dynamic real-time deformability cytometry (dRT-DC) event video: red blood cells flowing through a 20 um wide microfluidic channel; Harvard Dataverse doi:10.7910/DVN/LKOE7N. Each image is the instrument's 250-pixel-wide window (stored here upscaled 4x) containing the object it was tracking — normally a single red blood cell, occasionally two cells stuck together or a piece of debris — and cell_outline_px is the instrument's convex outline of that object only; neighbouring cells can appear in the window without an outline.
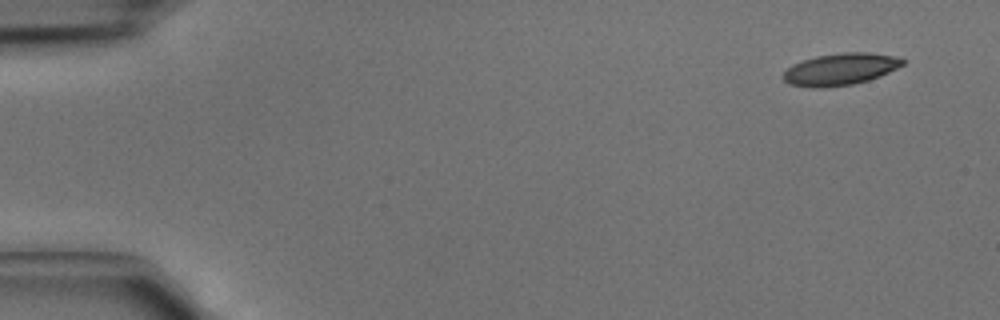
{"species": "common noctule bat (a hibernating species)", "species_latin": "Nyctalus noctula", "temperature_condition": "cold", "stored_images_in_passage": 41, "camera_frame_rate_fps": 3000, "um_per_image_px": 0.085, "animal": {"sex": "male", "body_mass_g": 15.6}, "frame": {"image": 1, "passage_image": 1, "time_ms": 0.0, "image_size_px": [1000, 320], "cell_outline_px": [[904, 64], [880, 76], [868, 80], [852, 84], [824, 88], [812, 88], [788, 84], [780, 76], [792, 64], [816, 56], [844, 52], [868, 52], [892, 56], [904, 60]], "centroid_in_image_um": [71.37, 5.89], "position_along_channel_um": 13.6, "area_um2": 22.14}}
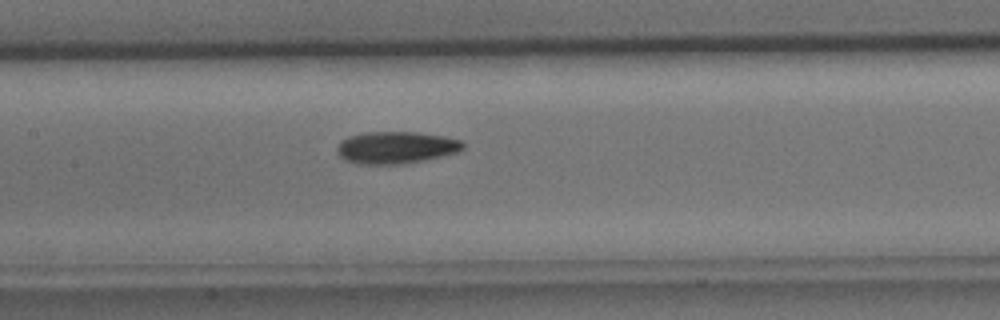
{"frame": {"image": 2, "passage_image": 19, "time_ms": 6.0, "image_size_px": [1000, 320], "cell_outline_px": [[464, 148], [456, 152], [424, 160], [404, 164], [360, 164], [344, 160], [336, 152], [336, 148], [340, 140], [348, 136], [364, 132], [416, 132], [444, 136], [460, 140], [464, 144]], "centroid_in_image_um": [33.61, 12.53], "position_along_channel_um": 173.8, "area_um2": 23.64}}
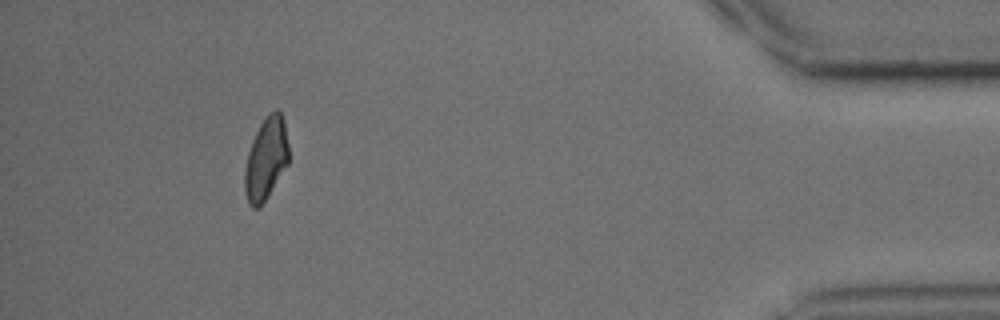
{"frame": {"image": 3, "passage_image": 38, "time_ms": 12.333, "image_size_px": [1000, 320], "cell_outline_px": [[288, 164], [268, 196], [260, 208], [252, 208], [248, 204], [244, 192], [244, 172], [248, 152], [252, 140], [264, 116], [268, 112], [276, 108], [280, 112], [284, 124], [288, 144]], "centroid_in_image_um": [22.59, 13.52], "position_along_channel_um": 412.6, "area_um2": 21.27}}